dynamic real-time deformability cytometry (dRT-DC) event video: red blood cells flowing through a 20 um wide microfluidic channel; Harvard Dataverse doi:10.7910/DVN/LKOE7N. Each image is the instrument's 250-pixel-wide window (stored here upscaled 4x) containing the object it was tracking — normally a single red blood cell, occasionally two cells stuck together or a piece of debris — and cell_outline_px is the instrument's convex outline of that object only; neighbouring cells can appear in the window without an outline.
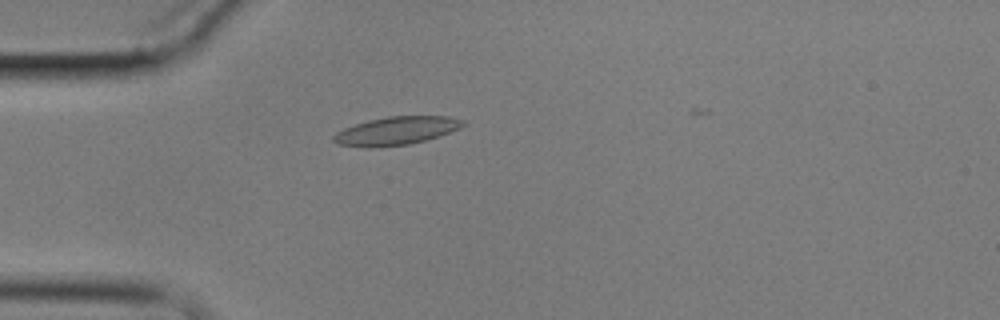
{"species": "common noctule bat (a hibernating species)", "species_latin": "Nyctalus noctula", "temperature_condition": "cold", "stored_images_in_passage": 3, "camera_frame_rate_fps": 3000, "um_per_image_px": 0.085, "animal": {"sex": "male", "body_mass_g": 17.9}, "frame": {"image": 1, "passage_image": 1, "time_ms": 0.0, "image_size_px": [1000, 320], "cell_outline_px": [[464, 124], [460, 128], [424, 140], [408, 144], [372, 148], [368, 148], [336, 144], [332, 140], [332, 136], [336, 132], [344, 128], [368, 120], [388, 116], [448, 116], [464, 120]], "centroid_in_image_um": [33.62, 11.12], "position_along_channel_um": 51.4, "area_um2": 21.15}}